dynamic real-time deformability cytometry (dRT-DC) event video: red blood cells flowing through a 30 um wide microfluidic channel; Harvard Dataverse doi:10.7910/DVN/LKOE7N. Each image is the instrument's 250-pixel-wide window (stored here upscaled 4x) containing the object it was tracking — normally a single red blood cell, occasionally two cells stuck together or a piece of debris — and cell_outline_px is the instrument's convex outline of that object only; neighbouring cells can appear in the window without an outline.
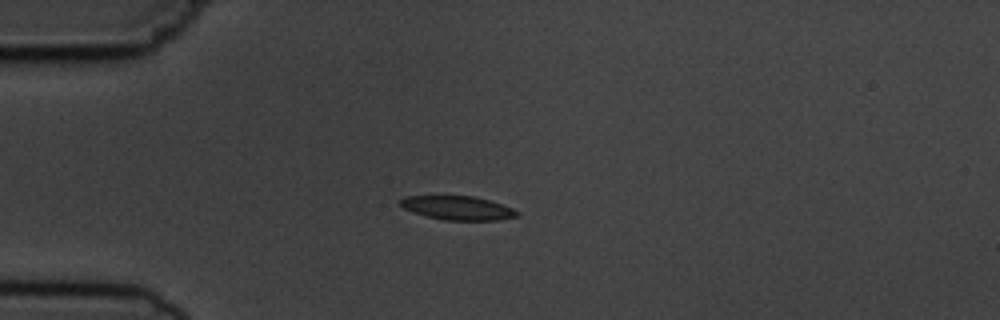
{"species": "common noctule bat (a hibernating species)", "species_latin": "Nyctalus noctula", "temperature_condition": "cold", "stored_images_in_passage": 9, "camera_frame_rate_fps": 3000, "um_per_image_px": 0.085, "animal": {"sex": "male", "body_mass_g": 19.5, "forearm_length_mm": 54.6}, "frame": {"image": 1, "passage_image": 3, "time_ms": 2.333, "image_size_px": [1000, 320], "cell_outline_px": [[520, 216], [500, 220], [444, 220], [428, 216], [404, 208], [400, 204], [400, 200], [404, 196], [476, 196], [512, 208], [520, 212]], "centroid_in_image_um": [38.96, 17.67], "position_along_channel_um": 46.0, "area_um2": 16.07}}
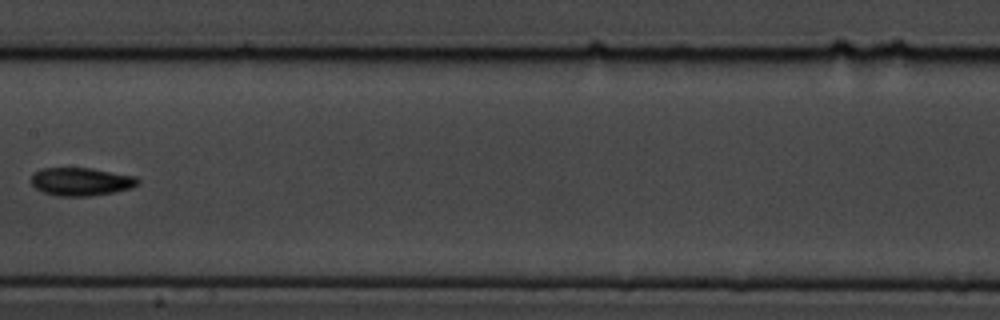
{"frame": {"image": 2, "passage_image": 7, "time_ms": 7.0, "image_size_px": [1000, 320], "cell_outline_px": [[140, 184], [132, 188], [116, 192], [92, 196], [56, 196], [44, 192], [36, 188], [32, 184], [32, 176], [36, 172], [44, 168], [92, 168], [136, 176], [140, 180]], "centroid_in_image_um": [6.96, 15.44], "position_along_channel_um": 200.4, "area_um2": 17.57}}
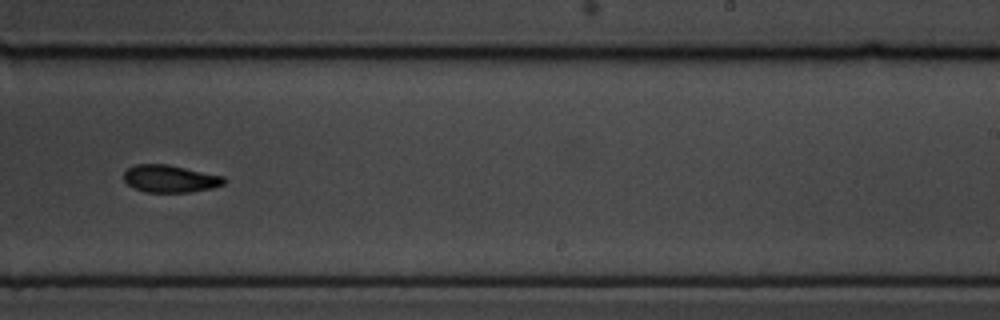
{"frame": {"image": 3, "passage_image": 9, "time_ms": 9.0, "image_size_px": [1000, 320], "cell_outline_px": [[228, 180], [224, 184], [212, 188], [192, 192], [144, 192], [132, 188], [124, 180], [124, 172], [128, 168], [136, 164], [168, 164], [224, 176]], "centroid_in_image_um": [14.47, 15.19], "position_along_channel_um": 274.5, "area_um2": 16.18}}